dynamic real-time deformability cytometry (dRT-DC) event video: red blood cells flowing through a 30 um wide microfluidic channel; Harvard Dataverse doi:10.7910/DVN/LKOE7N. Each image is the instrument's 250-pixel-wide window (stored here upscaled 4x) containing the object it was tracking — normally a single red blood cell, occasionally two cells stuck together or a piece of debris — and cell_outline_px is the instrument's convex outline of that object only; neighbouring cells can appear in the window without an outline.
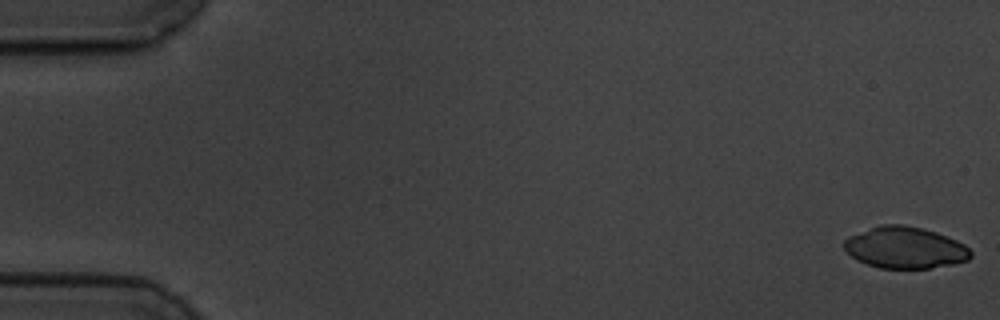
{"species": "common noctule bat (a hibernating species)", "species_latin": "Nyctalus noctula", "temperature_condition": "cold", "stored_images_in_passage": 58, "camera_frame_rate_fps": 3000, "um_per_image_px": 0.085, "animal": {"sex": "male", "body_mass_g": 19.5, "forearm_length_mm": 54.6}, "frame": {"image": 1, "passage_image": 1, "time_ms": 0.0, "image_size_px": [1000, 320], "cell_outline_px": [[972, 256], [968, 260], [952, 264], [928, 268], [880, 268], [856, 260], [844, 248], [844, 240], [852, 236], [880, 224], [904, 224], [924, 228], [936, 232], [956, 240], [964, 244], [972, 252]], "centroid_in_image_um": [76.96, 21.04], "position_along_channel_um": 8.0, "area_um2": 30.46}}
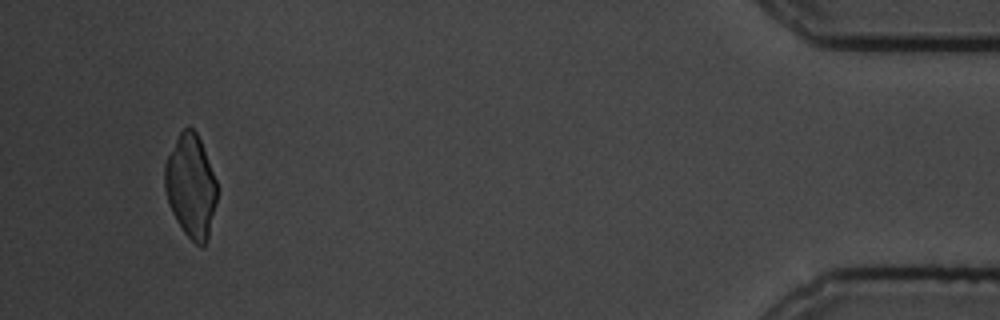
{"frame": {"image": 2, "passage_image": 55, "time_ms": 18.0, "image_size_px": [1000, 320], "cell_outline_px": [[216, 204], [208, 240], [204, 244], [196, 244], [184, 232], [176, 220], [168, 204], [164, 188], [164, 164], [180, 132], [188, 124], [196, 132], [200, 140], [216, 180]], "centroid_in_image_um": [16.21, 15.82], "position_along_channel_um": 419.0, "area_um2": 31.21}}